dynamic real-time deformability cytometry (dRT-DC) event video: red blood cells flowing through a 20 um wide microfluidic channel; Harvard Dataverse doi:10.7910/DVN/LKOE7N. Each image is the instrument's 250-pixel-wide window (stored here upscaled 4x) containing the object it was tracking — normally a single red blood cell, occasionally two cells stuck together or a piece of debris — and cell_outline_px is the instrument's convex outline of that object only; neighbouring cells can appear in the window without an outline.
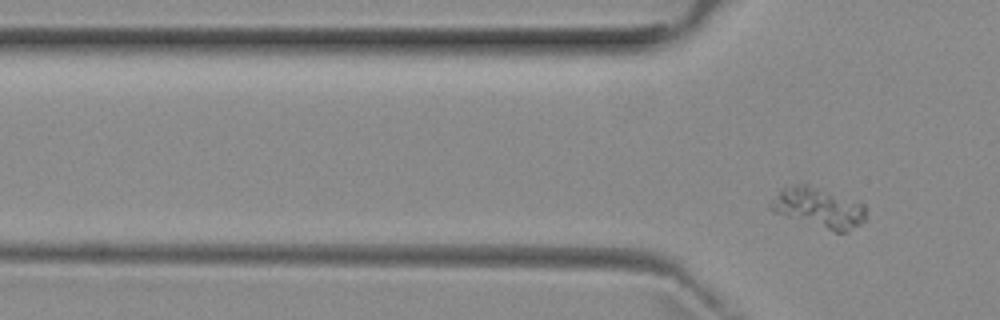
{"species": "common noctule bat (a hibernating species)", "species_latin": "Nyctalus noctula", "temperature_condition": "room temperature", "stored_images_in_passage": 2, "camera_frame_rate_fps": 3000, "um_per_image_px": 0.085, "animal": {"sex": "female", "body_mass_g": 29.2, "forearm_length_mm": 56.3}, "frame": {"image": 1, "passage_image": 2, "time_ms": 2.333, "image_size_px": [1000, 320], "cell_outline_px": [[864, 220], [860, 224], [848, 232], [836, 232], [772, 212], [768, 208], [768, 204], [780, 188], [792, 184], [808, 184], [864, 204]], "centroid_in_image_um": [69.51, 17.64], "position_along_channel_um": 56.3, "area_um2": 22.14}}